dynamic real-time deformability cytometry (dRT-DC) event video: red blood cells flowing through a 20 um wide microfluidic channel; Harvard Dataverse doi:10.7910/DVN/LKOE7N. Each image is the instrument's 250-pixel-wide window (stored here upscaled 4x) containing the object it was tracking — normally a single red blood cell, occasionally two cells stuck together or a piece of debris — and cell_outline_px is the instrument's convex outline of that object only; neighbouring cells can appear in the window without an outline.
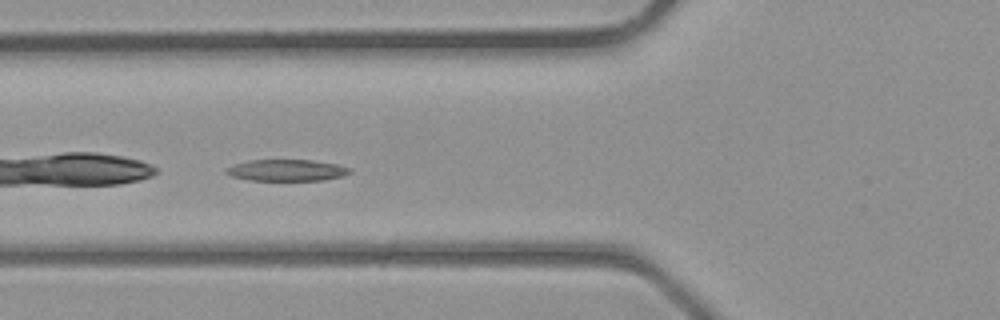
{"species": "common noctule bat (a hibernating species)", "species_latin": "Nyctalus noctula", "temperature_condition": "room temperature", "stored_images_in_passage": 31, "camera_frame_rate_fps": 3000, "um_per_image_px": 0.085, "animal": {"sex": "male", "body_mass_g": 23.1, "forearm_length_mm": 52.7}, "frame": {"image": 1, "passage_image": 12, "time_ms": 3.667, "image_size_px": [1000, 320], "cell_outline_px": [[352, 172], [340, 176], [324, 180], [248, 180], [232, 176], [224, 172], [224, 168], [232, 164], [248, 160], [312, 160], [336, 164], [352, 168]], "centroid_in_image_um": [24.32, 14.46], "position_along_channel_um": 101.5, "area_um2": 15.55}}
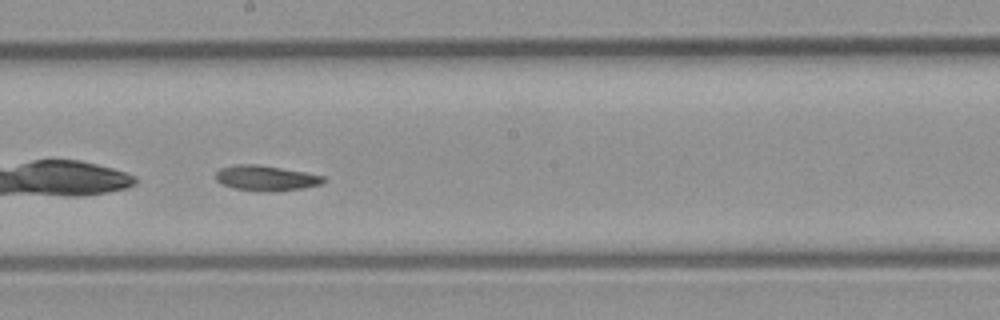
{"frame": {"image": 2, "passage_image": 19, "time_ms": 6.0, "image_size_px": [1000, 320], "cell_outline_px": [[324, 180], [320, 184], [304, 188], [268, 192], [260, 192], [232, 188], [220, 184], [216, 180], [216, 172], [220, 168], [232, 164], [256, 164], [304, 172], [324, 176]], "centroid_in_image_um": [22.53, 15.14], "position_along_channel_um": 225.7, "area_um2": 15.95}}
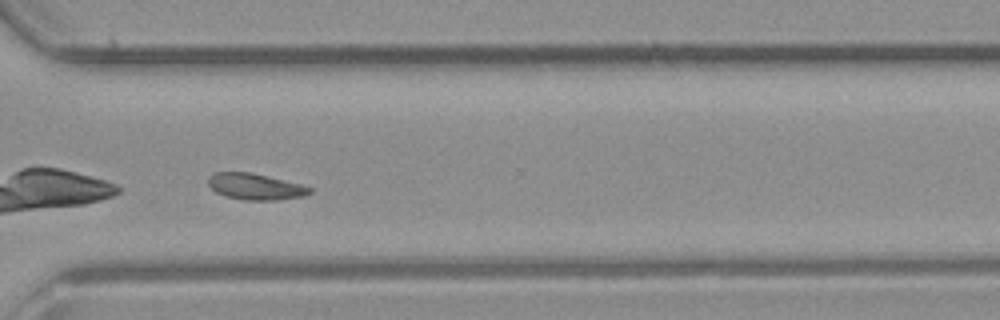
{"frame": {"image": 3, "passage_image": 26, "time_ms": 8.333, "image_size_px": [1000, 320], "cell_outline_px": [[312, 192], [304, 196], [276, 200], [244, 200], [224, 196], [216, 192], [208, 184], [208, 176], [212, 172], [248, 172], [300, 184], [312, 188]], "centroid_in_image_um": [21.66, 15.86], "position_along_channel_um": 348.9, "area_um2": 15.43}}